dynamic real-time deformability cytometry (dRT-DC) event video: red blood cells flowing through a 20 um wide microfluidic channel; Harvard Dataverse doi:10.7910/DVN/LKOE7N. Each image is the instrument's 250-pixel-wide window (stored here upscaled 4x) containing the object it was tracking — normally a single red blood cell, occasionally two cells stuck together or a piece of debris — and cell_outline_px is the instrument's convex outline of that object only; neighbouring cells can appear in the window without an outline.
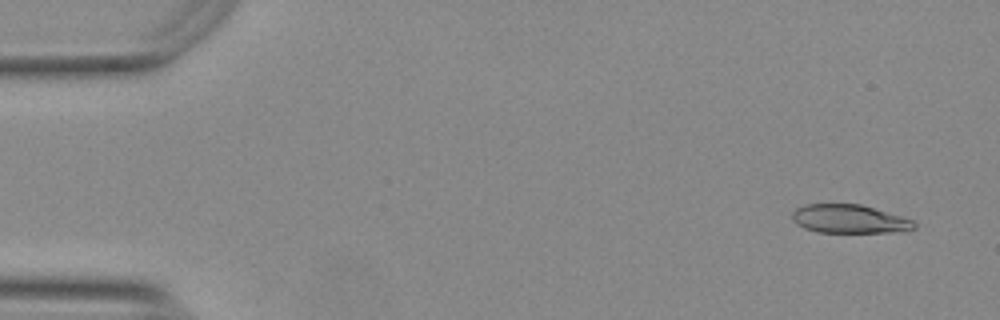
{"species": "Egyptian fruit bat (a non-hibernating species)", "species_latin": "Rousettus aegyptiacus", "temperature_condition": "warm", "stored_images_in_passage": 54, "camera_frame_rate_fps": 3000, "um_per_image_px": 0.085, "animal": {"sex": "female"}, "frame": {"image": 1, "passage_image": 3, "time_ms": 0.667, "image_size_px": [1000, 320], "cell_outline_px": [[916, 228], [908, 232], [816, 232], [804, 228], [796, 224], [792, 220], [792, 212], [796, 208], [804, 204], [860, 204], [900, 216], [912, 220], [916, 224]], "centroid_in_image_um": [72.19, 18.62], "position_along_channel_um": 12.8, "area_um2": 20.4}}
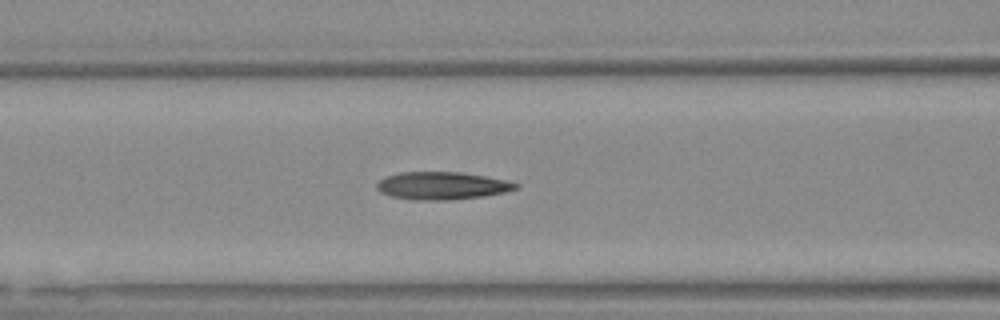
{"frame": {"image": 2, "passage_image": 22, "time_ms": 7.0, "image_size_px": [1000, 320], "cell_outline_px": [[520, 188], [504, 192], [484, 196], [448, 200], [412, 200], [392, 196], [380, 192], [376, 188], [376, 184], [384, 176], [400, 172], [460, 172], [484, 176], [504, 180], [520, 184]], "centroid_in_image_um": [37.55, 15.78], "position_along_channel_um": 129.1, "area_um2": 22.43}}
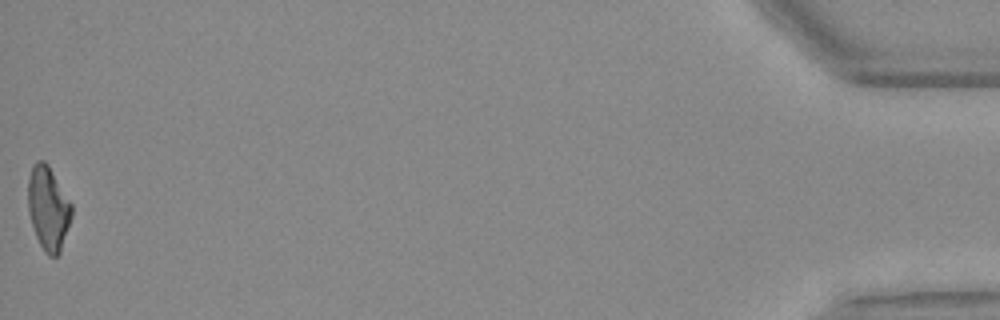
{"frame": {"image": 3, "passage_image": 54, "time_ms": 17.667, "image_size_px": [1000, 320], "cell_outline_px": [[72, 216], [60, 252], [56, 256], [48, 256], [44, 252], [36, 236], [28, 212], [28, 176], [32, 164], [36, 160], [44, 160], [48, 164], [72, 204]], "centroid_in_image_um": [4.09, 17.67], "position_along_channel_um": 431.1, "area_um2": 21.39}, "authors_computed_cell_mechanics": {"area_um2": 21.9062, "velocity_mm_per_s": 3.7568, "shape_relaxation_time_tau1_ms": 5.677, "shape_relaxation_time_tau2_ms": 3.4045, "deformation_change_tau1": 0.2104, "deformation_change_tau2": 0.1403}}